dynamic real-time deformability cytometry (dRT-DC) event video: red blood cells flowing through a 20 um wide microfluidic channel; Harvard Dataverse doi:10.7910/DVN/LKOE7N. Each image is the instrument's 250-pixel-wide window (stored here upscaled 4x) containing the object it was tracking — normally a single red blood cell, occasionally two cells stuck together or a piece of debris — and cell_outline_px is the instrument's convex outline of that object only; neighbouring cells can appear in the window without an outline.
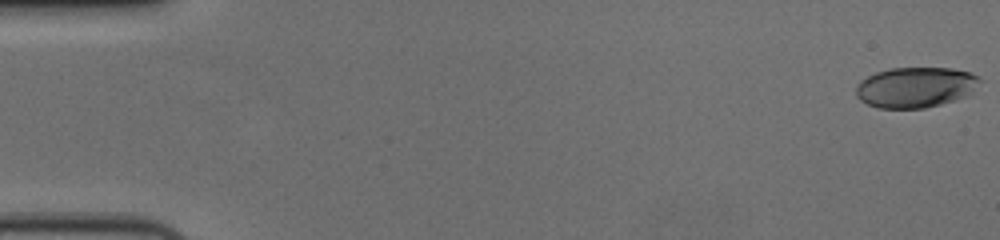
{"species": "human", "species_latin": "Homo sapiens", "temperature_condition": "cold", "stored_images_in_passage": 58, "camera_frame_rate_fps": 3000, "um_per_image_px": 0.085, "donor": {"sex": "female"}, "frame": {"image": 1, "passage_image": 1, "time_ms": 0.0, "image_size_px": [1000, 240], "cell_outline_px": [[984, 80], [968, 96], [956, 100], [924, 108], [876, 108], [860, 100], [856, 96], [856, 84], [860, 80], [876, 72], [888, 68], [952, 68], [972, 72], [980, 76]], "centroid_in_image_um": [77.86, 7.41], "position_along_channel_um": 7.1, "area_um2": 29.71}}
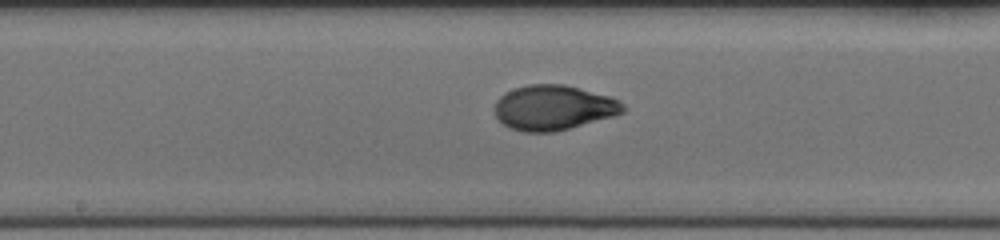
{"frame": {"image": 2, "passage_image": 31, "time_ms": 10.0, "image_size_px": [1000, 240], "cell_outline_px": [[628, 108], [624, 112], [612, 116], [568, 128], [552, 132], [524, 132], [508, 128], [496, 116], [496, 100], [504, 92], [528, 84], [564, 84], [608, 96], [620, 100]], "centroid_in_image_um": [47.05, 9.14], "position_along_channel_um": 201.2, "area_um2": 33.41}}
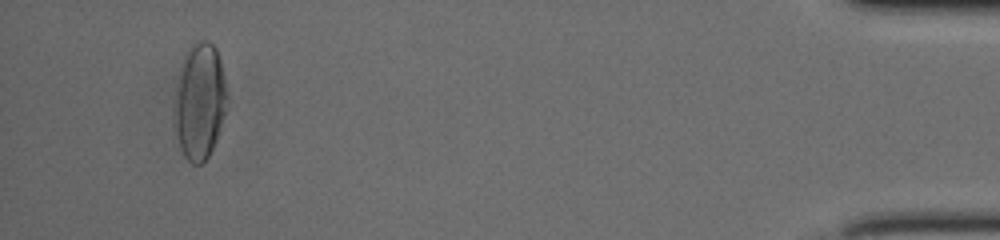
{"frame": {"image": 3, "passage_image": 55, "time_ms": 18.0, "image_size_px": [1000, 240], "cell_outline_px": [[228, 100], [216, 140], [208, 156], [200, 164], [192, 164], [184, 156], [180, 148], [172, 124], [172, 108], [180, 64], [188, 48], [196, 40], [208, 40], [216, 48], [220, 60], [228, 96]], "centroid_in_image_um": [16.92, 8.6], "position_along_channel_um": 418.3, "area_um2": 36.36}, "authors_computed_cell_mechanics": {"area_um2": 32.4836, "velocity_mm_per_s": 3.6361, "shape_relaxation_time_tau1_ms": 4.1126, "shape_relaxation_time_tau2_ms": 0.8362, "deformation_change_tau1": 0.1953, "deformation_change_tau2": 0.0433}}